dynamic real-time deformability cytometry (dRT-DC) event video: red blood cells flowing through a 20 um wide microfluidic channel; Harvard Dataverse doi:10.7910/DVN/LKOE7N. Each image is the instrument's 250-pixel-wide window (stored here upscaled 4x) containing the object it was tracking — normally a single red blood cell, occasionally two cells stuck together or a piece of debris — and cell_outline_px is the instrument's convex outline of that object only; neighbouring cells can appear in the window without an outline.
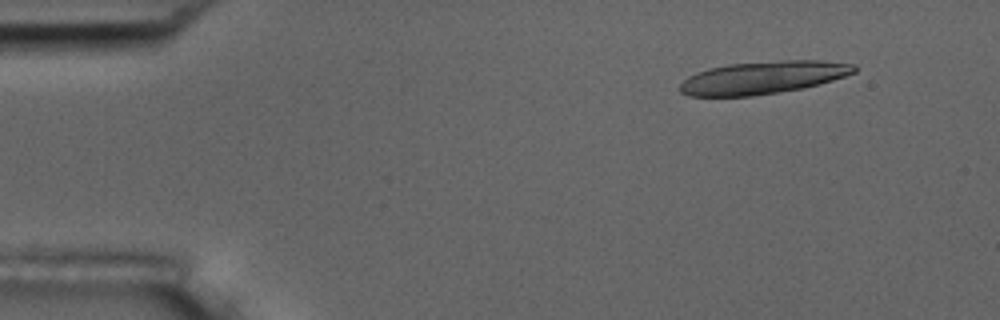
{"species": "common noctule bat (a hibernating species)", "species_latin": "Nyctalus noctula", "temperature_condition": "room temperature", "stored_images_in_passage": 19, "camera_frame_rate_fps": 3000, "um_per_image_px": 0.085, "animal": {"sex": "male", "body_mass_g": 17.5, "forearm_length_mm": 52.3}, "frame": {"image": 1, "passage_image": 6, "time_ms": 1.667, "image_size_px": [1000, 320], "cell_outline_px": [[856, 72], [820, 84], [804, 88], [752, 96], [688, 96], [680, 92], [680, 84], [688, 76], [696, 72], [708, 68], [728, 64], [784, 60], [820, 60], [856, 64]], "centroid_in_image_um": [64.85, 6.59], "position_along_channel_um": 20.1, "area_um2": 33.29}}